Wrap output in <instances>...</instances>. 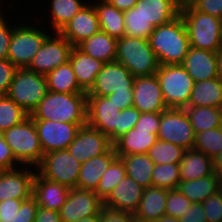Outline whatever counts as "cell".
<instances>
[{"mask_svg":"<svg viewBox=\"0 0 222 222\" xmlns=\"http://www.w3.org/2000/svg\"><path fill=\"white\" fill-rule=\"evenodd\" d=\"M33 120L87 125V93H58L47 91L36 109L31 113Z\"/></svg>","mask_w":222,"mask_h":222,"instance_id":"obj_1","label":"cell"},{"mask_svg":"<svg viewBox=\"0 0 222 222\" xmlns=\"http://www.w3.org/2000/svg\"><path fill=\"white\" fill-rule=\"evenodd\" d=\"M149 44L160 65L182 64L190 48L188 32L181 15L154 28Z\"/></svg>","mask_w":222,"mask_h":222,"instance_id":"obj_2","label":"cell"},{"mask_svg":"<svg viewBox=\"0 0 222 222\" xmlns=\"http://www.w3.org/2000/svg\"><path fill=\"white\" fill-rule=\"evenodd\" d=\"M180 15L184 20L190 47L217 52L222 48V20L196 10L183 0Z\"/></svg>","mask_w":222,"mask_h":222,"instance_id":"obj_3","label":"cell"},{"mask_svg":"<svg viewBox=\"0 0 222 222\" xmlns=\"http://www.w3.org/2000/svg\"><path fill=\"white\" fill-rule=\"evenodd\" d=\"M115 61L126 66L134 77L155 75L160 66L148 39L126 35L117 39Z\"/></svg>","mask_w":222,"mask_h":222,"instance_id":"obj_4","label":"cell"},{"mask_svg":"<svg viewBox=\"0 0 222 222\" xmlns=\"http://www.w3.org/2000/svg\"><path fill=\"white\" fill-rule=\"evenodd\" d=\"M3 137L20 164L37 167L41 163L44 154L34 120L30 116L3 132Z\"/></svg>","mask_w":222,"mask_h":222,"instance_id":"obj_5","label":"cell"},{"mask_svg":"<svg viewBox=\"0 0 222 222\" xmlns=\"http://www.w3.org/2000/svg\"><path fill=\"white\" fill-rule=\"evenodd\" d=\"M156 76L167 108L188 106L194 80L181 64L160 65Z\"/></svg>","mask_w":222,"mask_h":222,"instance_id":"obj_6","label":"cell"},{"mask_svg":"<svg viewBox=\"0 0 222 222\" xmlns=\"http://www.w3.org/2000/svg\"><path fill=\"white\" fill-rule=\"evenodd\" d=\"M47 91V81L44 75L28 68H18L6 95L31 115Z\"/></svg>","mask_w":222,"mask_h":222,"instance_id":"obj_7","label":"cell"},{"mask_svg":"<svg viewBox=\"0 0 222 222\" xmlns=\"http://www.w3.org/2000/svg\"><path fill=\"white\" fill-rule=\"evenodd\" d=\"M81 165L67 149H63L46 153L37 167L42 177L72 189L77 187Z\"/></svg>","mask_w":222,"mask_h":222,"instance_id":"obj_8","label":"cell"},{"mask_svg":"<svg viewBox=\"0 0 222 222\" xmlns=\"http://www.w3.org/2000/svg\"><path fill=\"white\" fill-rule=\"evenodd\" d=\"M48 36L33 26L23 24L14 27L7 59L17 69L28 68Z\"/></svg>","mask_w":222,"mask_h":222,"instance_id":"obj_9","label":"cell"},{"mask_svg":"<svg viewBox=\"0 0 222 222\" xmlns=\"http://www.w3.org/2000/svg\"><path fill=\"white\" fill-rule=\"evenodd\" d=\"M195 132L185 109L168 108L161 112L158 139L183 147H194Z\"/></svg>","mask_w":222,"mask_h":222,"instance_id":"obj_10","label":"cell"},{"mask_svg":"<svg viewBox=\"0 0 222 222\" xmlns=\"http://www.w3.org/2000/svg\"><path fill=\"white\" fill-rule=\"evenodd\" d=\"M54 36V37H53ZM49 35L35 54L28 69L46 76L55 68L69 61L73 48L59 32Z\"/></svg>","mask_w":222,"mask_h":222,"instance_id":"obj_11","label":"cell"},{"mask_svg":"<svg viewBox=\"0 0 222 222\" xmlns=\"http://www.w3.org/2000/svg\"><path fill=\"white\" fill-rule=\"evenodd\" d=\"M135 77L120 62L104 63L87 96H108L115 91H133Z\"/></svg>","mask_w":222,"mask_h":222,"instance_id":"obj_12","label":"cell"},{"mask_svg":"<svg viewBox=\"0 0 222 222\" xmlns=\"http://www.w3.org/2000/svg\"><path fill=\"white\" fill-rule=\"evenodd\" d=\"M43 154L67 149L81 125L52 120H34Z\"/></svg>","mask_w":222,"mask_h":222,"instance_id":"obj_13","label":"cell"},{"mask_svg":"<svg viewBox=\"0 0 222 222\" xmlns=\"http://www.w3.org/2000/svg\"><path fill=\"white\" fill-rule=\"evenodd\" d=\"M103 201L94 191L72 188L67 200L59 210L62 222H75L82 218L100 214Z\"/></svg>","mask_w":222,"mask_h":222,"instance_id":"obj_14","label":"cell"},{"mask_svg":"<svg viewBox=\"0 0 222 222\" xmlns=\"http://www.w3.org/2000/svg\"><path fill=\"white\" fill-rule=\"evenodd\" d=\"M113 143L99 130L88 124L81 126L67 150L81 164L89 159L106 153Z\"/></svg>","mask_w":222,"mask_h":222,"instance_id":"obj_15","label":"cell"},{"mask_svg":"<svg viewBox=\"0 0 222 222\" xmlns=\"http://www.w3.org/2000/svg\"><path fill=\"white\" fill-rule=\"evenodd\" d=\"M117 108L106 96H87V124L116 141Z\"/></svg>","mask_w":222,"mask_h":222,"instance_id":"obj_16","label":"cell"},{"mask_svg":"<svg viewBox=\"0 0 222 222\" xmlns=\"http://www.w3.org/2000/svg\"><path fill=\"white\" fill-rule=\"evenodd\" d=\"M133 106L141 113L163 112L167 108L156 74L135 77Z\"/></svg>","mask_w":222,"mask_h":222,"instance_id":"obj_17","label":"cell"},{"mask_svg":"<svg viewBox=\"0 0 222 222\" xmlns=\"http://www.w3.org/2000/svg\"><path fill=\"white\" fill-rule=\"evenodd\" d=\"M89 5V6H88ZM85 5L59 33L73 46L100 31L96 9L93 4Z\"/></svg>","mask_w":222,"mask_h":222,"instance_id":"obj_18","label":"cell"},{"mask_svg":"<svg viewBox=\"0 0 222 222\" xmlns=\"http://www.w3.org/2000/svg\"><path fill=\"white\" fill-rule=\"evenodd\" d=\"M36 172L29 169L4 170L0 173V201L27 200L33 196Z\"/></svg>","mask_w":222,"mask_h":222,"instance_id":"obj_19","label":"cell"},{"mask_svg":"<svg viewBox=\"0 0 222 222\" xmlns=\"http://www.w3.org/2000/svg\"><path fill=\"white\" fill-rule=\"evenodd\" d=\"M144 187L131 177L125 176L115 186L109 197L103 202L104 206L135 214L143 195Z\"/></svg>","mask_w":222,"mask_h":222,"instance_id":"obj_20","label":"cell"},{"mask_svg":"<svg viewBox=\"0 0 222 222\" xmlns=\"http://www.w3.org/2000/svg\"><path fill=\"white\" fill-rule=\"evenodd\" d=\"M70 188L42 177L38 172L33 182V197L37 205L47 210L59 212L65 204Z\"/></svg>","mask_w":222,"mask_h":222,"instance_id":"obj_21","label":"cell"},{"mask_svg":"<svg viewBox=\"0 0 222 222\" xmlns=\"http://www.w3.org/2000/svg\"><path fill=\"white\" fill-rule=\"evenodd\" d=\"M181 65L194 82L218 77L217 52L190 47Z\"/></svg>","mask_w":222,"mask_h":222,"instance_id":"obj_22","label":"cell"},{"mask_svg":"<svg viewBox=\"0 0 222 222\" xmlns=\"http://www.w3.org/2000/svg\"><path fill=\"white\" fill-rule=\"evenodd\" d=\"M183 0H138L135 7L154 28L180 16Z\"/></svg>","mask_w":222,"mask_h":222,"instance_id":"obj_23","label":"cell"},{"mask_svg":"<svg viewBox=\"0 0 222 222\" xmlns=\"http://www.w3.org/2000/svg\"><path fill=\"white\" fill-rule=\"evenodd\" d=\"M158 140V130L130 129L114 143L117 157L144 154Z\"/></svg>","mask_w":222,"mask_h":222,"instance_id":"obj_24","label":"cell"},{"mask_svg":"<svg viewBox=\"0 0 222 222\" xmlns=\"http://www.w3.org/2000/svg\"><path fill=\"white\" fill-rule=\"evenodd\" d=\"M116 158L117 154L114 146H112L106 153L82 163L78 176L77 188L95 192L103 173Z\"/></svg>","mask_w":222,"mask_h":222,"instance_id":"obj_25","label":"cell"},{"mask_svg":"<svg viewBox=\"0 0 222 222\" xmlns=\"http://www.w3.org/2000/svg\"><path fill=\"white\" fill-rule=\"evenodd\" d=\"M69 62L78 84L85 92H88L94 85L96 76L102 69L104 62L89 56L78 46H73Z\"/></svg>","mask_w":222,"mask_h":222,"instance_id":"obj_26","label":"cell"},{"mask_svg":"<svg viewBox=\"0 0 222 222\" xmlns=\"http://www.w3.org/2000/svg\"><path fill=\"white\" fill-rule=\"evenodd\" d=\"M166 188L150 186L144 189L139 208L134 214L136 222H155L166 215Z\"/></svg>","mask_w":222,"mask_h":222,"instance_id":"obj_27","label":"cell"},{"mask_svg":"<svg viewBox=\"0 0 222 222\" xmlns=\"http://www.w3.org/2000/svg\"><path fill=\"white\" fill-rule=\"evenodd\" d=\"M179 166L180 180L183 181H192L215 173L212 159L195 148L184 152Z\"/></svg>","mask_w":222,"mask_h":222,"instance_id":"obj_28","label":"cell"},{"mask_svg":"<svg viewBox=\"0 0 222 222\" xmlns=\"http://www.w3.org/2000/svg\"><path fill=\"white\" fill-rule=\"evenodd\" d=\"M222 108V80L219 77L194 82L187 107Z\"/></svg>","mask_w":222,"mask_h":222,"instance_id":"obj_29","label":"cell"},{"mask_svg":"<svg viewBox=\"0 0 222 222\" xmlns=\"http://www.w3.org/2000/svg\"><path fill=\"white\" fill-rule=\"evenodd\" d=\"M78 47L89 56L104 63L115 61L117 56V39L103 31L84 40Z\"/></svg>","mask_w":222,"mask_h":222,"instance_id":"obj_30","label":"cell"},{"mask_svg":"<svg viewBox=\"0 0 222 222\" xmlns=\"http://www.w3.org/2000/svg\"><path fill=\"white\" fill-rule=\"evenodd\" d=\"M99 21L100 31L109 34L116 39L125 35L124 12L118 10L106 0L93 4Z\"/></svg>","mask_w":222,"mask_h":222,"instance_id":"obj_31","label":"cell"},{"mask_svg":"<svg viewBox=\"0 0 222 222\" xmlns=\"http://www.w3.org/2000/svg\"><path fill=\"white\" fill-rule=\"evenodd\" d=\"M45 77L48 91L67 94L87 93L78 84L69 61L55 68Z\"/></svg>","mask_w":222,"mask_h":222,"instance_id":"obj_32","label":"cell"},{"mask_svg":"<svg viewBox=\"0 0 222 222\" xmlns=\"http://www.w3.org/2000/svg\"><path fill=\"white\" fill-rule=\"evenodd\" d=\"M119 158L124 163L127 176L144 188L152 186V172L155 164L147 153Z\"/></svg>","mask_w":222,"mask_h":222,"instance_id":"obj_33","label":"cell"},{"mask_svg":"<svg viewBox=\"0 0 222 222\" xmlns=\"http://www.w3.org/2000/svg\"><path fill=\"white\" fill-rule=\"evenodd\" d=\"M177 189L193 203H202L218 191L217 175H209L192 181L181 180Z\"/></svg>","mask_w":222,"mask_h":222,"instance_id":"obj_34","label":"cell"},{"mask_svg":"<svg viewBox=\"0 0 222 222\" xmlns=\"http://www.w3.org/2000/svg\"><path fill=\"white\" fill-rule=\"evenodd\" d=\"M184 109L195 134L222 126V108L202 106L186 107Z\"/></svg>","mask_w":222,"mask_h":222,"instance_id":"obj_35","label":"cell"},{"mask_svg":"<svg viewBox=\"0 0 222 222\" xmlns=\"http://www.w3.org/2000/svg\"><path fill=\"white\" fill-rule=\"evenodd\" d=\"M53 32H59L86 4L81 0H51Z\"/></svg>","mask_w":222,"mask_h":222,"instance_id":"obj_36","label":"cell"},{"mask_svg":"<svg viewBox=\"0 0 222 222\" xmlns=\"http://www.w3.org/2000/svg\"><path fill=\"white\" fill-rule=\"evenodd\" d=\"M125 176L124 163L117 157L103 173L95 193L104 202Z\"/></svg>","mask_w":222,"mask_h":222,"instance_id":"obj_37","label":"cell"},{"mask_svg":"<svg viewBox=\"0 0 222 222\" xmlns=\"http://www.w3.org/2000/svg\"><path fill=\"white\" fill-rule=\"evenodd\" d=\"M186 150L173 143L158 139L148 150L147 154L155 165L180 163Z\"/></svg>","mask_w":222,"mask_h":222,"instance_id":"obj_38","label":"cell"},{"mask_svg":"<svg viewBox=\"0 0 222 222\" xmlns=\"http://www.w3.org/2000/svg\"><path fill=\"white\" fill-rule=\"evenodd\" d=\"M30 115L7 95L0 98V132L20 124Z\"/></svg>","mask_w":222,"mask_h":222,"instance_id":"obj_39","label":"cell"},{"mask_svg":"<svg viewBox=\"0 0 222 222\" xmlns=\"http://www.w3.org/2000/svg\"><path fill=\"white\" fill-rule=\"evenodd\" d=\"M193 148L213 159L222 152V126L196 133Z\"/></svg>","mask_w":222,"mask_h":222,"instance_id":"obj_40","label":"cell"},{"mask_svg":"<svg viewBox=\"0 0 222 222\" xmlns=\"http://www.w3.org/2000/svg\"><path fill=\"white\" fill-rule=\"evenodd\" d=\"M124 22L126 36L149 39L154 30V26L141 15L135 6L124 12Z\"/></svg>","mask_w":222,"mask_h":222,"instance_id":"obj_41","label":"cell"},{"mask_svg":"<svg viewBox=\"0 0 222 222\" xmlns=\"http://www.w3.org/2000/svg\"><path fill=\"white\" fill-rule=\"evenodd\" d=\"M180 181L179 163L154 165L152 172V186L175 189Z\"/></svg>","mask_w":222,"mask_h":222,"instance_id":"obj_42","label":"cell"},{"mask_svg":"<svg viewBox=\"0 0 222 222\" xmlns=\"http://www.w3.org/2000/svg\"><path fill=\"white\" fill-rule=\"evenodd\" d=\"M193 204L177 188L168 189L165 212L167 216L179 219Z\"/></svg>","mask_w":222,"mask_h":222,"instance_id":"obj_43","label":"cell"},{"mask_svg":"<svg viewBox=\"0 0 222 222\" xmlns=\"http://www.w3.org/2000/svg\"><path fill=\"white\" fill-rule=\"evenodd\" d=\"M116 140L132 129L139 120L141 112L134 106L117 112Z\"/></svg>","mask_w":222,"mask_h":222,"instance_id":"obj_44","label":"cell"},{"mask_svg":"<svg viewBox=\"0 0 222 222\" xmlns=\"http://www.w3.org/2000/svg\"><path fill=\"white\" fill-rule=\"evenodd\" d=\"M208 222H222V194L217 191L202 202Z\"/></svg>","mask_w":222,"mask_h":222,"instance_id":"obj_45","label":"cell"},{"mask_svg":"<svg viewBox=\"0 0 222 222\" xmlns=\"http://www.w3.org/2000/svg\"><path fill=\"white\" fill-rule=\"evenodd\" d=\"M37 201L32 196L21 203L18 213L10 222H35L36 211L38 209Z\"/></svg>","mask_w":222,"mask_h":222,"instance_id":"obj_46","label":"cell"},{"mask_svg":"<svg viewBox=\"0 0 222 222\" xmlns=\"http://www.w3.org/2000/svg\"><path fill=\"white\" fill-rule=\"evenodd\" d=\"M17 68L8 59H0V93L6 95Z\"/></svg>","mask_w":222,"mask_h":222,"instance_id":"obj_47","label":"cell"},{"mask_svg":"<svg viewBox=\"0 0 222 222\" xmlns=\"http://www.w3.org/2000/svg\"><path fill=\"white\" fill-rule=\"evenodd\" d=\"M100 222H136V219L132 213L103 205L100 211Z\"/></svg>","mask_w":222,"mask_h":222,"instance_id":"obj_48","label":"cell"},{"mask_svg":"<svg viewBox=\"0 0 222 222\" xmlns=\"http://www.w3.org/2000/svg\"><path fill=\"white\" fill-rule=\"evenodd\" d=\"M196 10L211 14L212 16L218 17L222 20V0H186Z\"/></svg>","mask_w":222,"mask_h":222,"instance_id":"obj_49","label":"cell"},{"mask_svg":"<svg viewBox=\"0 0 222 222\" xmlns=\"http://www.w3.org/2000/svg\"><path fill=\"white\" fill-rule=\"evenodd\" d=\"M2 13L0 12V59H7L14 27L8 26Z\"/></svg>","mask_w":222,"mask_h":222,"instance_id":"obj_50","label":"cell"},{"mask_svg":"<svg viewBox=\"0 0 222 222\" xmlns=\"http://www.w3.org/2000/svg\"><path fill=\"white\" fill-rule=\"evenodd\" d=\"M19 163L13 153L11 148L8 146L6 141L4 140L3 133L0 132V169L4 170H13L15 168V163Z\"/></svg>","mask_w":222,"mask_h":222,"instance_id":"obj_51","label":"cell"},{"mask_svg":"<svg viewBox=\"0 0 222 222\" xmlns=\"http://www.w3.org/2000/svg\"><path fill=\"white\" fill-rule=\"evenodd\" d=\"M161 112L141 113L134 129L159 130Z\"/></svg>","mask_w":222,"mask_h":222,"instance_id":"obj_52","label":"cell"},{"mask_svg":"<svg viewBox=\"0 0 222 222\" xmlns=\"http://www.w3.org/2000/svg\"><path fill=\"white\" fill-rule=\"evenodd\" d=\"M23 201L16 199L0 201V222H10L18 213Z\"/></svg>","mask_w":222,"mask_h":222,"instance_id":"obj_53","label":"cell"},{"mask_svg":"<svg viewBox=\"0 0 222 222\" xmlns=\"http://www.w3.org/2000/svg\"><path fill=\"white\" fill-rule=\"evenodd\" d=\"M106 97L120 110L133 106V91H115Z\"/></svg>","mask_w":222,"mask_h":222,"instance_id":"obj_54","label":"cell"},{"mask_svg":"<svg viewBox=\"0 0 222 222\" xmlns=\"http://www.w3.org/2000/svg\"><path fill=\"white\" fill-rule=\"evenodd\" d=\"M180 222H208L202 203H193L179 218Z\"/></svg>","mask_w":222,"mask_h":222,"instance_id":"obj_55","label":"cell"},{"mask_svg":"<svg viewBox=\"0 0 222 222\" xmlns=\"http://www.w3.org/2000/svg\"><path fill=\"white\" fill-rule=\"evenodd\" d=\"M35 222H62L59 212L38 207Z\"/></svg>","mask_w":222,"mask_h":222,"instance_id":"obj_56","label":"cell"},{"mask_svg":"<svg viewBox=\"0 0 222 222\" xmlns=\"http://www.w3.org/2000/svg\"><path fill=\"white\" fill-rule=\"evenodd\" d=\"M120 11H128L133 8L138 0H106Z\"/></svg>","mask_w":222,"mask_h":222,"instance_id":"obj_57","label":"cell"},{"mask_svg":"<svg viewBox=\"0 0 222 222\" xmlns=\"http://www.w3.org/2000/svg\"><path fill=\"white\" fill-rule=\"evenodd\" d=\"M213 169L214 172L217 174L219 172H222V152H220L218 155H216L213 159Z\"/></svg>","mask_w":222,"mask_h":222,"instance_id":"obj_58","label":"cell"},{"mask_svg":"<svg viewBox=\"0 0 222 222\" xmlns=\"http://www.w3.org/2000/svg\"><path fill=\"white\" fill-rule=\"evenodd\" d=\"M217 71L218 77L222 80V48L217 51Z\"/></svg>","mask_w":222,"mask_h":222,"instance_id":"obj_59","label":"cell"},{"mask_svg":"<svg viewBox=\"0 0 222 222\" xmlns=\"http://www.w3.org/2000/svg\"><path fill=\"white\" fill-rule=\"evenodd\" d=\"M75 222H100V214L92 217L82 218L81 220Z\"/></svg>","mask_w":222,"mask_h":222,"instance_id":"obj_60","label":"cell"},{"mask_svg":"<svg viewBox=\"0 0 222 222\" xmlns=\"http://www.w3.org/2000/svg\"><path fill=\"white\" fill-rule=\"evenodd\" d=\"M155 222H180L179 219H176L171 216L164 215L158 221Z\"/></svg>","mask_w":222,"mask_h":222,"instance_id":"obj_61","label":"cell"},{"mask_svg":"<svg viewBox=\"0 0 222 222\" xmlns=\"http://www.w3.org/2000/svg\"><path fill=\"white\" fill-rule=\"evenodd\" d=\"M218 180V191L222 194V172L216 174Z\"/></svg>","mask_w":222,"mask_h":222,"instance_id":"obj_62","label":"cell"}]
</instances>
